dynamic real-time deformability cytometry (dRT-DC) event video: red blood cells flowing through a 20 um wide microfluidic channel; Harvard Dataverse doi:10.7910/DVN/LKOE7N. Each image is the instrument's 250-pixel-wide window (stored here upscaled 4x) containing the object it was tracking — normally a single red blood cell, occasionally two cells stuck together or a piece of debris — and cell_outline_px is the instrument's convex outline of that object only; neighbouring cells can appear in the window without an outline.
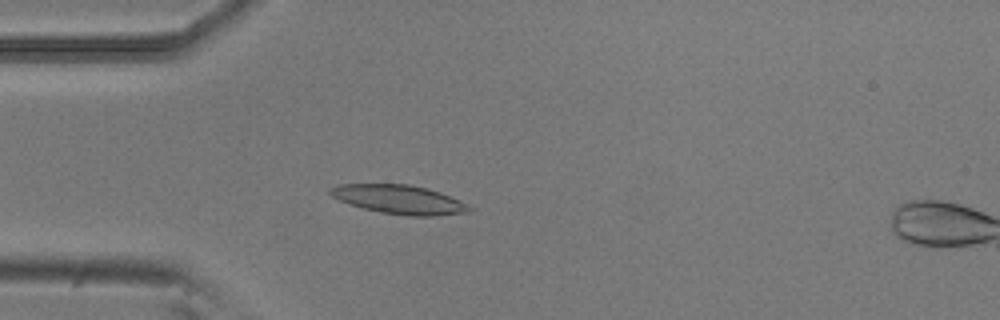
{"species": "common noctule bat (a hibernating species)", "species_latin": "Nyctalus noctula", "temperature_condition": "room temperature", "stored_images_in_passage": 17, "camera_frame_rate_fps": 3000, "um_per_image_px": 0.085, "animal": {"sex": "male", "body_mass_g": 20.5, "forearm_length_mm": 52.5}, "frame": {"image": 1, "passage_image": 15, "time_ms": 4.667, "image_size_px": [1000, 320], "cell_outline_px": [[476, 208], [472, 212], [436, 216], [408, 216], [380, 212], [348, 204], [332, 196], [328, 192], [328, 188], [336, 184], [408, 184], [428, 188], [440, 192], [460, 200]], "centroid_in_image_um": [33.98, 16.96], "position_along_channel_um": 51.0, "area_um2": 23.81}}